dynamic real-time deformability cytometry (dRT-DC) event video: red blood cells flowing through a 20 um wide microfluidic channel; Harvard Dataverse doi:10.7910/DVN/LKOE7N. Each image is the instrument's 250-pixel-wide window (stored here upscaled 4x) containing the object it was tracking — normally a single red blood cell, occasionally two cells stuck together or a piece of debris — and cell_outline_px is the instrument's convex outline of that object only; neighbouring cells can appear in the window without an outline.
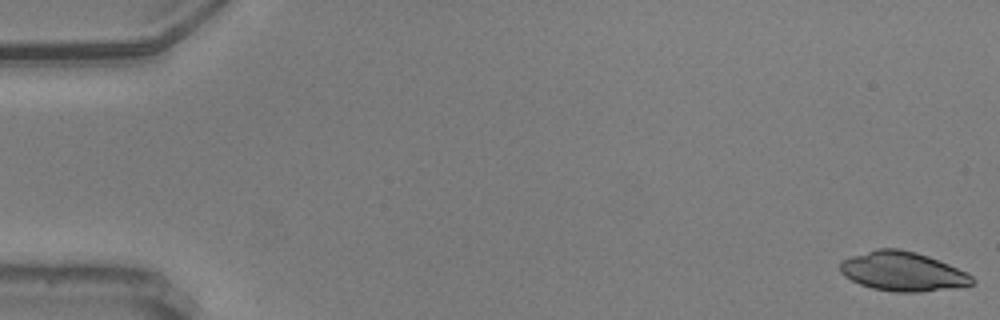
{"species": "common noctule bat (a hibernating species)", "species_latin": "Nyctalus noctula", "temperature_condition": "warm", "stored_images_in_passage": 56, "camera_frame_rate_fps": 3000, "um_per_image_px": 0.085, "animal": {"sex": "male", "body_mass_g": 20.5, "forearm_length_mm": 52.5}, "frame": {"image": 1, "passage_image": 1, "time_ms": 0.0, "image_size_px": [1000, 320], "cell_outline_px": [[976, 284], [952, 288], [920, 292], [896, 292], [872, 288], [860, 284], [844, 276], [840, 272], [840, 260], [876, 248], [900, 248], [916, 252], [928, 256], [968, 272], [976, 280]], "centroid_in_image_um": [76.75, 23.07], "position_along_channel_um": 8.3, "area_um2": 30.4}}
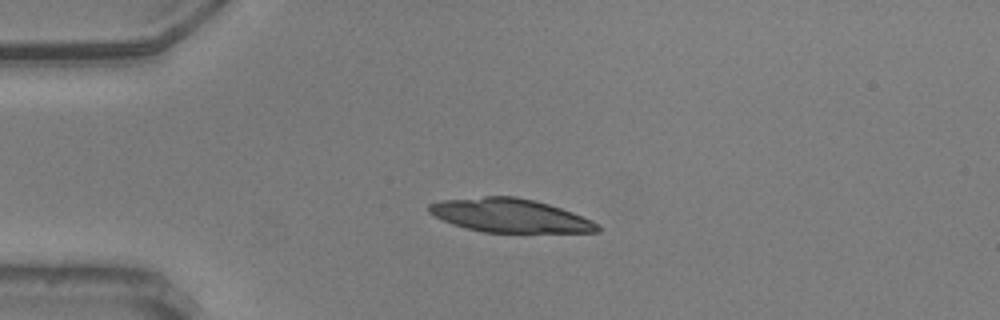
{"frame": {"image": 2, "passage_image": 14, "time_ms": 4.333, "image_size_px": [1000, 320], "cell_outline_px": [[600, 232], [484, 232], [452, 224], [428, 212], [428, 204], [440, 200], [484, 196], [516, 196], [548, 204], [572, 212], [592, 220], [600, 224]], "centroid_in_image_um": [43.35, 18.31], "position_along_channel_um": 41.6, "area_um2": 32.83}}